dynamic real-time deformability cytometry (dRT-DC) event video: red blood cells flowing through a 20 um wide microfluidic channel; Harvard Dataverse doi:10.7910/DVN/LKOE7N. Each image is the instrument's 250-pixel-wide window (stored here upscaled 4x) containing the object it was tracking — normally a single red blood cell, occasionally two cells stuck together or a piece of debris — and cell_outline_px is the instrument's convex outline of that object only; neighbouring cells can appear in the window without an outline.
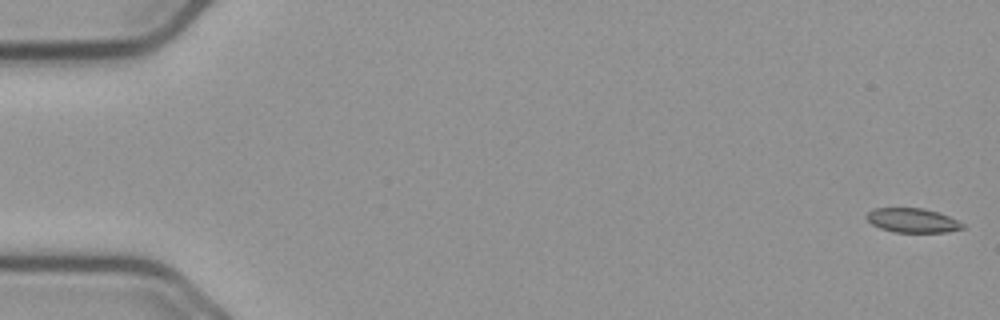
{"species": "common noctule bat (a hibernating species)", "species_latin": "Nyctalus noctula", "temperature_condition": "cold", "stored_images_in_passage": 51, "camera_frame_rate_fps": 3000, "um_per_image_px": 0.085, "animal": {"sex": "male", "body_mass_g": 23.1, "forearm_length_mm": 52.7}, "frame": {"image": 1, "passage_image": 1, "time_ms": 0.0, "image_size_px": [1000, 320], "cell_outline_px": [[964, 228], [948, 232], [896, 232], [880, 228], [872, 224], [864, 216], [872, 208], [924, 208], [948, 216], [964, 224]], "centroid_in_image_um": [77.53, 18.73], "position_along_channel_um": 7.5, "area_um2": 13.53}}
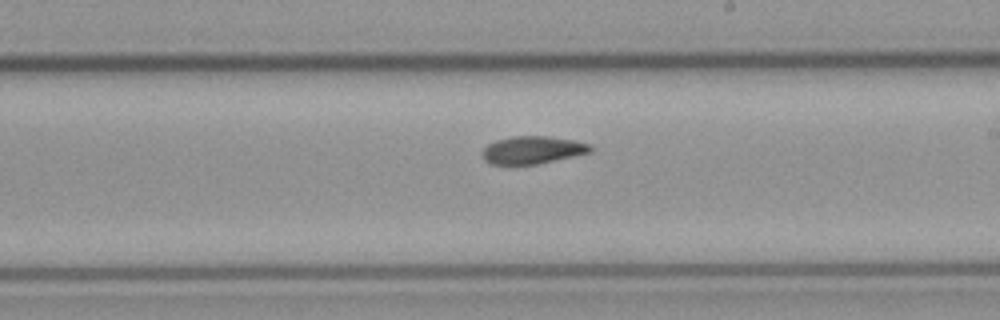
{"frame": {"image": 2, "passage_image": 27, "time_ms": 8.667, "image_size_px": [1000, 320], "cell_outline_px": [[592, 152], [536, 164], [508, 168], [488, 164], [484, 160], [480, 152], [488, 144], [496, 140], [512, 136], [548, 136], [576, 140], [592, 144]], "centroid_in_image_um": [45.19, 12.79], "position_along_channel_um": 243.8, "area_um2": 18.26}}
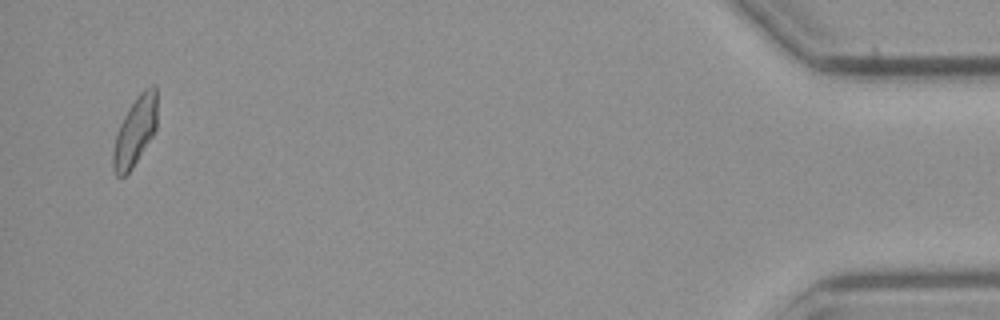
{"frame": {"image": 3, "passage_image": 49, "time_ms": 16.0, "image_size_px": [1000, 320], "cell_outline_px": [[156, 128], [152, 136], [132, 168], [124, 176], [116, 176], [112, 168], [112, 152], [116, 136], [120, 124], [128, 108], [136, 96], [144, 88], [152, 84], [156, 88]], "centroid_in_image_um": [11.46, 11.15], "position_along_channel_um": 423.7, "area_um2": 17.57}, "authors_computed_cell_mechanics": {"area_um2": 17.8602, "velocity_mm_per_s": 3.6413, "shape_relaxation_time_tau1_ms": null, "shape_relaxation_time_tau2_ms": 3.5697, "deformation_change_tau1": null, "deformation_change_tau2": 0.0927}}